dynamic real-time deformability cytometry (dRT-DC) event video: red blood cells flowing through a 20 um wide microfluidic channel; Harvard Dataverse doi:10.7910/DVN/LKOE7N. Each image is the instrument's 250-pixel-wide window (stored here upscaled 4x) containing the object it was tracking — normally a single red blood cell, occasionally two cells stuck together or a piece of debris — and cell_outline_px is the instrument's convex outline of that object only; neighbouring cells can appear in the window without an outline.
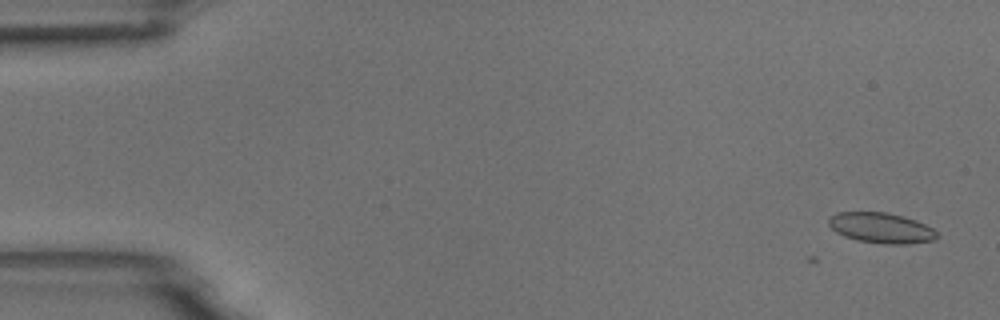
{"species": "common noctule bat (a hibernating species)", "species_latin": "Nyctalus noctula", "temperature_condition": "room temperature", "stored_images_in_passage": 7, "camera_frame_rate_fps": 3000, "um_per_image_px": 0.085, "animal": {"sex": "male", "body_mass_g": 18.8}, "frame": {"image": 1, "passage_image": 7, "time_ms": 2.0, "image_size_px": [1000, 320], "cell_outline_px": [[936, 240], [908, 244], [884, 244], [856, 240], [844, 236], [836, 232], [828, 224], [828, 220], [836, 212], [884, 212], [904, 216], [916, 220], [932, 228], [936, 232]], "centroid_in_image_um": [74.89, 19.38], "position_along_channel_um": 10.1, "area_um2": 19.19}}